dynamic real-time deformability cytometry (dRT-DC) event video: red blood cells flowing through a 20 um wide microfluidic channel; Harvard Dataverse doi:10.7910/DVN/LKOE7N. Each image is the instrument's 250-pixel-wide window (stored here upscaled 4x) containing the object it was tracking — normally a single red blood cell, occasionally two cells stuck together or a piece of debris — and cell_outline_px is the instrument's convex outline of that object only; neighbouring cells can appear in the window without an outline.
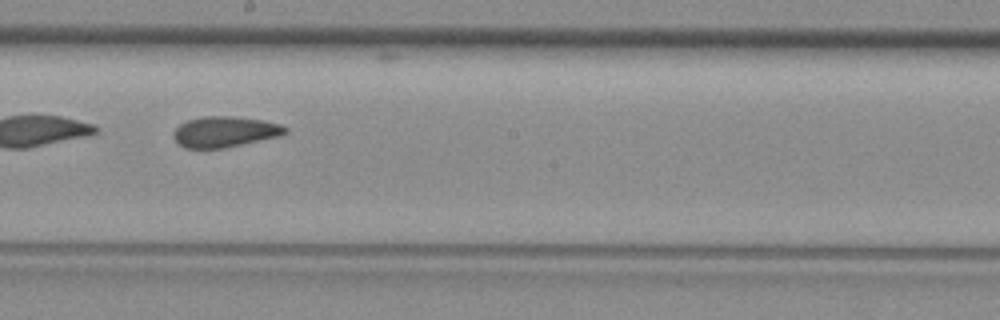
{"species": "common noctule bat (a hibernating species)", "species_latin": "Nyctalus noctula", "temperature_condition": "room temperature", "stored_images_in_passage": 48, "camera_frame_rate_fps": 3000, "um_per_image_px": 0.085, "animal": {"sex": "female", "body_mass_g": 29.2, "forearm_length_mm": 56.3}, "frame": {"image": 1, "passage_image": 27, "time_ms": 8.667, "image_size_px": [1000, 320], "cell_outline_px": [[288, 132], [280, 136], [220, 148], [184, 148], [172, 136], [172, 132], [180, 124], [188, 120], [204, 116], [228, 116], [260, 120], [280, 124], [288, 128]], "centroid_in_image_um": [19.09, 11.2], "position_along_channel_um": 229.1, "area_um2": 19.71}}
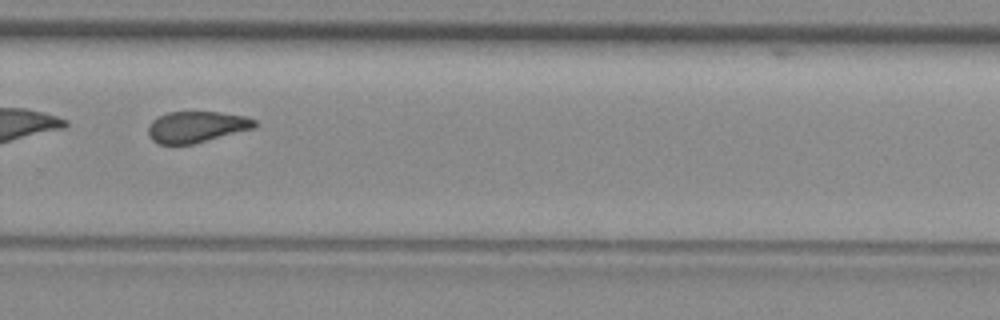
{"frame": {"image": 2, "passage_image": 33, "time_ms": 10.667, "image_size_px": [1000, 320], "cell_outline_px": [[256, 128], [192, 144], [160, 144], [152, 140], [148, 136], [148, 124], [152, 120], [168, 112], [220, 112], [244, 116], [256, 120]], "centroid_in_image_um": [16.7, 10.78], "position_along_channel_um": 313.1, "area_um2": 19.36}}
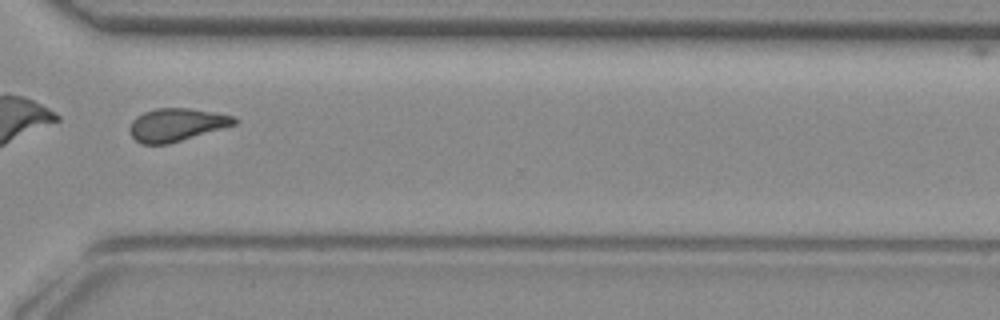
{"frame": {"image": 3, "passage_image": 36, "time_ms": 11.667, "image_size_px": [1000, 320], "cell_outline_px": [[236, 124], [168, 144], [140, 144], [132, 136], [132, 120], [136, 116], [144, 112], [156, 108], [188, 108], [212, 112], [232, 116], [236, 120]], "centroid_in_image_um": [14.98, 10.6], "position_along_channel_um": 355.6, "area_um2": 19.59}}